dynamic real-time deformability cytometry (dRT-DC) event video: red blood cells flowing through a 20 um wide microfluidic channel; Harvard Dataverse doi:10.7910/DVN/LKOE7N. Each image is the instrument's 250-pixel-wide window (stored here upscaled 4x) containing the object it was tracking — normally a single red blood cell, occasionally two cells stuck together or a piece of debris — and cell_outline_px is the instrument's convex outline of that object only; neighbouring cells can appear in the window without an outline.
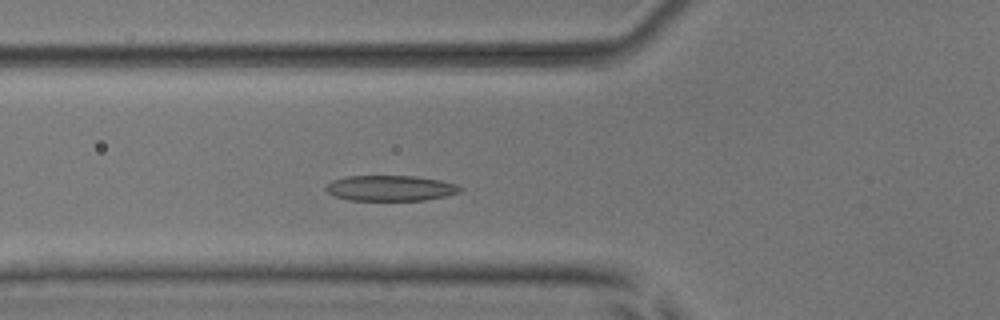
{"species": "common noctule bat (a hibernating species)", "species_latin": "Nyctalus noctula", "temperature_condition": "room temperature", "stored_images_in_passage": 49, "camera_frame_rate_fps": 3000, "um_per_image_px": 0.085, "animal": {"sex": "male", "body_mass_g": 17.9, "forearm_length_mm": 54.2}, "frame": {"image": 1, "passage_image": 15, "time_ms": 4.667, "image_size_px": [1000, 320], "cell_outline_px": [[464, 188], [460, 192], [444, 196], [424, 200], [348, 200], [332, 196], [324, 188], [332, 180], [348, 176], [416, 176], [440, 180], [456, 184]], "centroid_in_image_um": [33.17, 15.99], "position_along_channel_um": 92.6, "area_um2": 20.0}}
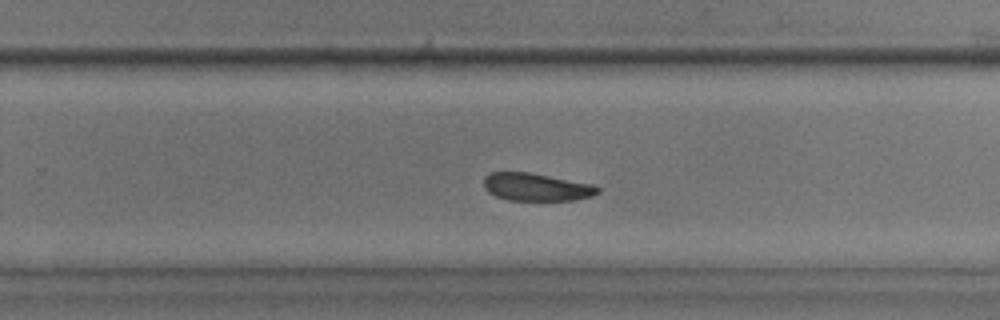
{"frame": {"image": 2, "passage_image": 30, "time_ms": 9.667, "image_size_px": [1000, 320], "cell_outline_px": [[600, 192], [592, 196], [576, 200], [508, 200], [496, 196], [488, 192], [484, 188], [484, 176], [492, 172], [528, 172], [592, 184], [600, 188]], "centroid_in_image_um": [45.58, 15.9], "position_along_channel_um": 284.2, "area_um2": 18.38}}
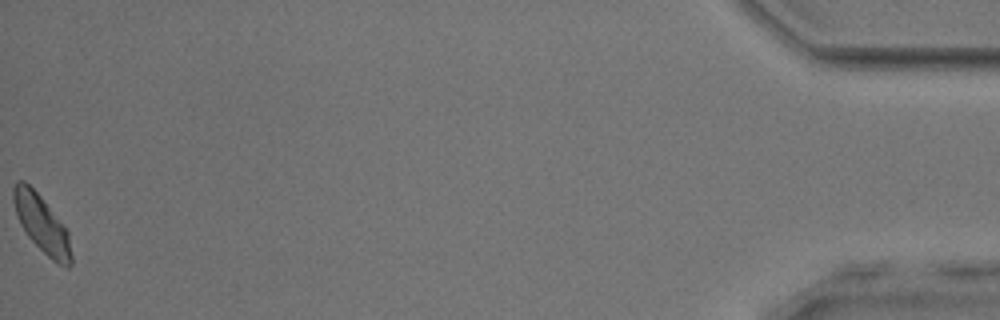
{"frame": {"image": 3, "passage_image": 49, "time_ms": 16.0, "image_size_px": [1000, 320], "cell_outline_px": [[72, 264], [68, 268], [64, 268], [52, 260], [28, 236], [20, 224], [12, 200], [12, 188], [20, 180], [24, 180], [40, 196], [68, 232], [72, 256]], "centroid_in_image_um": [3.55, 19.07], "position_along_channel_um": 431.7, "area_um2": 18.96}, "authors_computed_cell_mechanics": {"area_um2": 19.7676, "velocity_mm_per_s": 3.8474, "shape_relaxation_time_tau1_ms": 2.9816, "shape_relaxation_time_tau2_ms": 4.0011, "deformation_change_tau1": 0.0923, "deformation_change_tau2": 0.104}}